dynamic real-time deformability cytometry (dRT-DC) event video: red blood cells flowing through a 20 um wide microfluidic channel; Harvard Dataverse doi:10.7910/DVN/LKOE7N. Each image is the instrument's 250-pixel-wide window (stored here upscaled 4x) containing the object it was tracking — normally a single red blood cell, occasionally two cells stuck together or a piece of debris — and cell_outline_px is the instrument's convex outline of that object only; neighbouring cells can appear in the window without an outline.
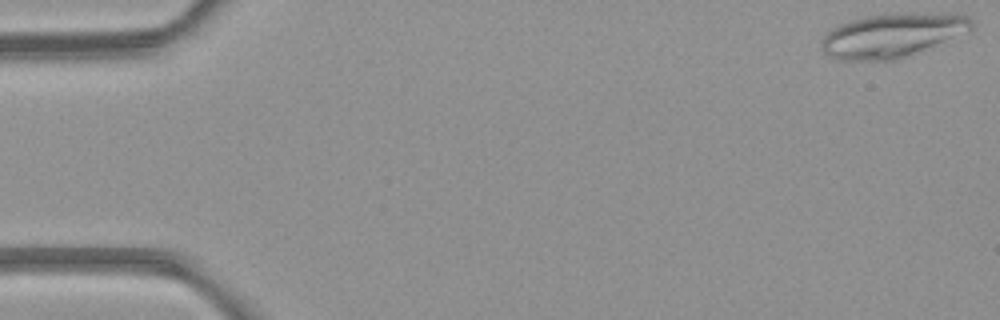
{"species": "common noctule bat (a hibernating species)", "species_latin": "Nyctalus noctula", "temperature_condition": "room temperature", "stored_images_in_passage": 6, "camera_frame_rate_fps": 3000, "um_per_image_px": 0.085, "animal": {"sex": "female", "body_mass_g": 21.9}, "frame": {"image": 1, "passage_image": 1, "time_ms": 0.0, "image_size_px": [1000, 320], "cell_outline_px": [[972, 32], [896, 60], [840, 60], [824, 52], [820, 44], [824, 36], [832, 28], [840, 24], [852, 20], [868, 16], [900, 12], [968, 16], [972, 20]], "centroid_in_image_um": [75.87, 3.01], "position_along_channel_um": 9.1, "area_um2": 38.26}}
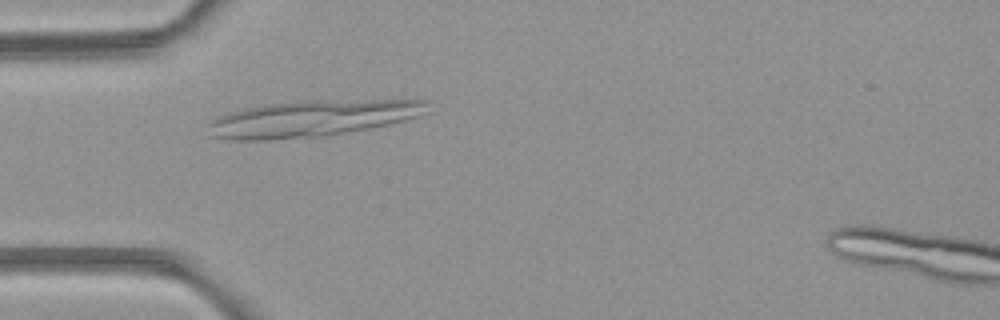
{"frame": {"image": 2, "passage_image": 5, "time_ms": 4.667, "image_size_px": [1000, 320], "cell_outline_px": [[428, 112], [420, 116], [388, 124], [368, 128], [320, 136], [268, 140], [232, 140], [204, 136], [204, 124], [208, 120], [216, 116], [244, 108], [268, 104], [312, 100], [428, 100]], "centroid_in_image_um": [26.38, 10.08], "position_along_channel_um": 58.6, "area_um2": 46.88}}